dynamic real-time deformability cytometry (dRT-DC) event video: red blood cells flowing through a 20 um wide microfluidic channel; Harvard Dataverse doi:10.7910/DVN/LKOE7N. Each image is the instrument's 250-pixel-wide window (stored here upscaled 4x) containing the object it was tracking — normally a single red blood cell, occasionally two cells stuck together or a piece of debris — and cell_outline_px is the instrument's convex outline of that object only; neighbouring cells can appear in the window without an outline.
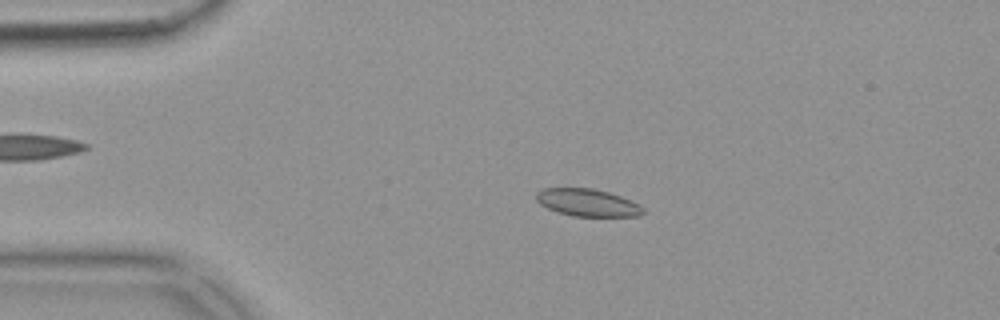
{"species": "common noctule bat (a hibernating species)", "species_latin": "Nyctalus noctula", "temperature_condition": "warm", "stored_images_in_passage": 54, "camera_frame_rate_fps": 3000, "um_per_image_px": 0.085, "animal": {"sex": "female", "body_mass_g": 18.4}, "frame": {"image": 1, "passage_image": 11, "time_ms": 3.333, "image_size_px": [1000, 320], "cell_outline_px": [[644, 212], [640, 216], [572, 216], [548, 208], [540, 204], [536, 200], [536, 192], [544, 188], [592, 188], [608, 192], [632, 200], [640, 204], [644, 208]], "centroid_in_image_um": [49.96, 17.22], "position_along_channel_um": 35.0, "area_um2": 17.05}}
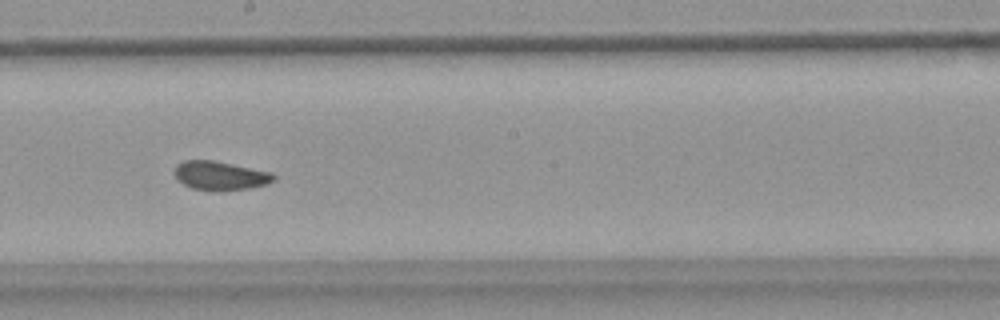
{"frame": {"image": 2, "passage_image": 30, "time_ms": 9.667, "image_size_px": [1000, 320], "cell_outline_px": [[276, 180], [268, 184], [248, 188], [216, 192], [192, 188], [176, 180], [176, 164], [184, 160], [212, 160], [272, 172], [276, 176]], "centroid_in_image_um": [18.74, 14.94], "position_along_channel_um": 229.5, "area_um2": 16.82}}
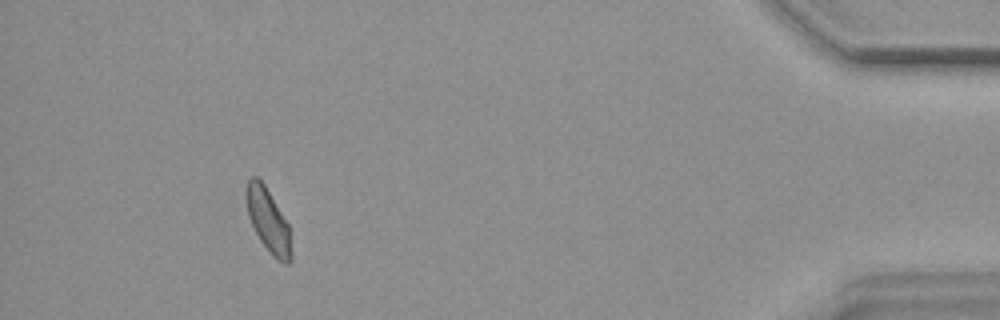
{"frame": {"image": 3, "passage_image": 50, "time_ms": 16.333, "image_size_px": [1000, 320], "cell_outline_px": [[292, 260], [288, 264], [284, 264], [260, 240], [248, 216], [244, 196], [244, 192], [248, 180], [252, 176], [256, 176], [264, 184], [288, 224], [292, 252]], "centroid_in_image_um": [22.77, 18.69], "position_along_channel_um": 412.4, "area_um2": 16.36}, "authors_computed_cell_mechanics": {"area_um2": 17.0221, "velocity_mm_per_s": 3.6681, "shape_relaxation_time_tau1_ms": 7.048, "shape_relaxation_time_tau2_ms": 1.5529, "deformation_change_tau1": 0.1317, "deformation_change_tau2": 0.0678}}